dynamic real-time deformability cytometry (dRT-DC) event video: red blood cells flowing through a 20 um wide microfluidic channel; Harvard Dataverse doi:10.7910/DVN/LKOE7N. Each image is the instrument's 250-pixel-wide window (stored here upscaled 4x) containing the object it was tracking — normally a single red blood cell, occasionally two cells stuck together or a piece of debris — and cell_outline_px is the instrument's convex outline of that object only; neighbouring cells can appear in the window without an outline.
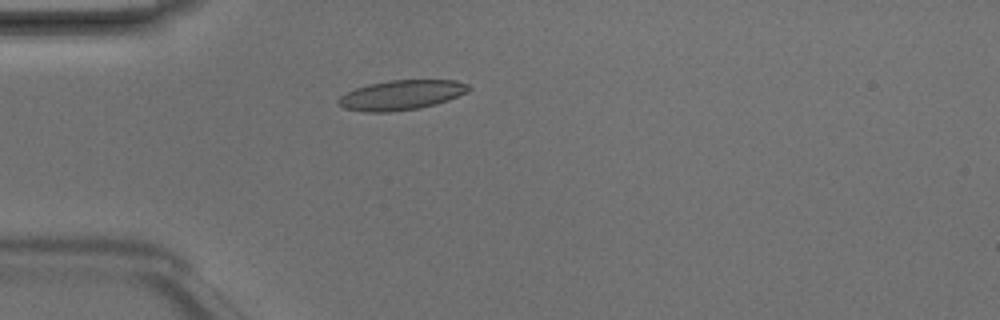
{"species": "Egyptian fruit bat (a non-hibernating species)", "species_latin": "Rousettus aegyptiacus", "temperature_condition": "room temperature", "stored_images_in_passage": 4, "camera_frame_rate_fps": 3000, "um_per_image_px": 0.085, "animal": {"sex": "male"}, "frame": {"image": 1, "passage_image": 4, "time_ms": 1.0, "image_size_px": [1000, 320], "cell_outline_px": [[472, 88], [468, 92], [448, 100], [436, 104], [420, 108], [388, 112], [364, 112], [344, 108], [336, 104], [336, 100], [340, 96], [356, 88], [368, 84], [388, 80], [456, 80], [468, 84]], "centroid_in_image_um": [34.11, 8.08], "position_along_channel_um": 50.9, "area_um2": 22.77}}